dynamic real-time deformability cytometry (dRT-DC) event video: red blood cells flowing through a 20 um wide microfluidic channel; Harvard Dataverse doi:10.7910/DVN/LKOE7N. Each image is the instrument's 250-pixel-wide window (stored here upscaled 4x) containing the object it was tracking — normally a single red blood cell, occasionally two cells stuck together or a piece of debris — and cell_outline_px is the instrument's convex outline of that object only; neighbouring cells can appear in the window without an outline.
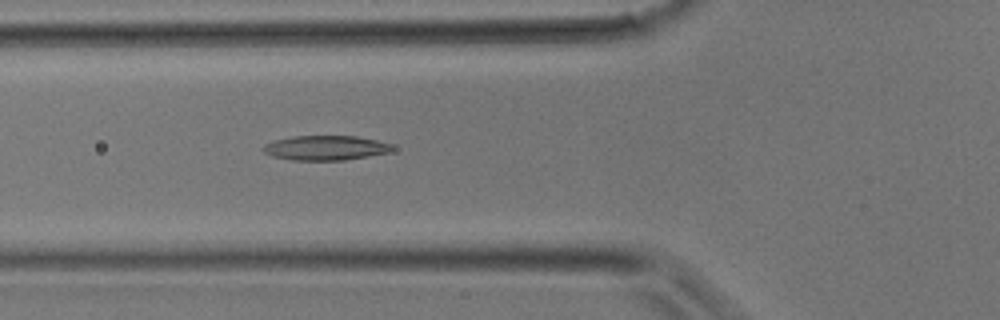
{"species": "common noctule bat (a hibernating species)", "species_latin": "Nyctalus noctula", "temperature_condition": "room temperature", "stored_images_in_passage": 26, "camera_frame_rate_fps": 3000, "um_per_image_px": 0.085, "animal": {"sex": "male", "body_mass_g": 17.9}, "frame": {"image": 1, "passage_image": 4, "time_ms": 1.0, "image_size_px": [1000, 320], "cell_outline_px": [[396, 148], [388, 152], [368, 156], [344, 160], [292, 160], [272, 156], [264, 152], [260, 148], [264, 144], [276, 140], [292, 136], [356, 136], [376, 140], [392, 144]], "centroid_in_image_um": [27.66, 12.57], "position_along_channel_um": 98.1, "area_um2": 18.55}}
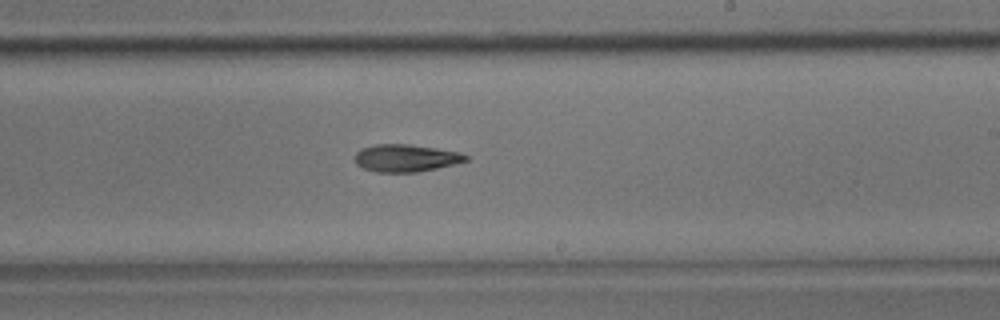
{"frame": {"image": 2, "passage_image": 12, "time_ms": 3.667, "image_size_px": [1000, 320], "cell_outline_px": [[468, 160], [420, 172], [376, 172], [364, 168], [356, 164], [356, 152], [360, 148], [372, 144], [408, 144], [436, 148], [460, 152], [468, 156]], "centroid_in_image_um": [34.47, 13.42], "position_along_channel_um": 254.5, "area_um2": 17.69}}
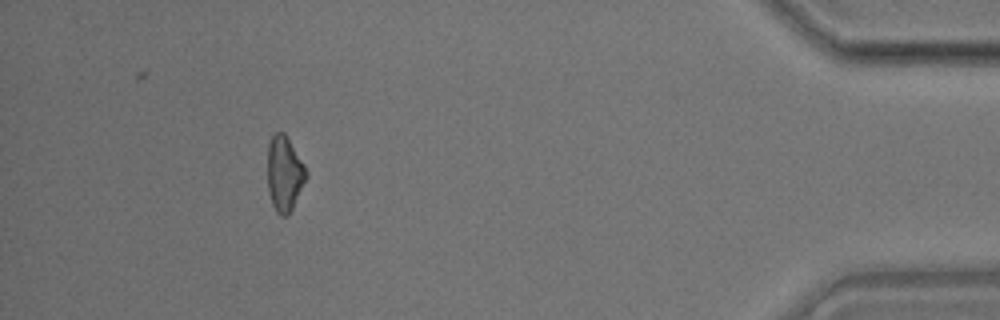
{"frame": {"image": 3, "passage_image": 23, "time_ms": 7.333, "image_size_px": [1000, 320], "cell_outline_px": [[308, 176], [288, 216], [280, 216], [276, 212], [272, 204], [268, 192], [268, 144], [272, 136], [276, 132], [284, 132], [288, 136], [304, 164], [308, 172]], "centroid_in_image_um": [24.18, 14.75], "position_along_channel_um": 411.0, "area_um2": 17.11}}